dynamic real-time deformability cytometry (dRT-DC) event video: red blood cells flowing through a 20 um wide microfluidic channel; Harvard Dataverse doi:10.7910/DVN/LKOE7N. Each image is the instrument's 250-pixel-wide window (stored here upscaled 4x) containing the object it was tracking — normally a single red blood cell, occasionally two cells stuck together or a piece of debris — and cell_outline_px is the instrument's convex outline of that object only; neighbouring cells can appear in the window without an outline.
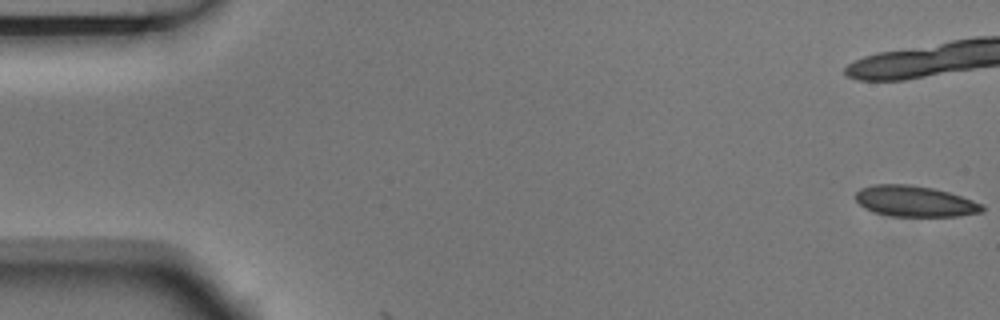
{"species": "Egyptian fruit bat (a non-hibernating species)", "species_latin": "Rousettus aegyptiacus", "temperature_condition": "room temperature", "stored_images_in_passage": 6, "camera_frame_rate_fps": 3000, "um_per_image_px": 0.085, "animal": {"sex": "male"}, "frame": {"image": 1, "passage_image": 1, "time_ms": 0.0, "image_size_px": [1000, 320], "cell_outline_px": [[984, 212], [960, 216], [892, 216], [876, 212], [864, 208], [856, 200], [856, 192], [860, 188], [876, 184], [908, 184], [932, 188], [948, 192], [984, 204]], "centroid_in_image_um": [77.78, 17.11], "position_along_channel_um": 7.2, "area_um2": 22.72}}